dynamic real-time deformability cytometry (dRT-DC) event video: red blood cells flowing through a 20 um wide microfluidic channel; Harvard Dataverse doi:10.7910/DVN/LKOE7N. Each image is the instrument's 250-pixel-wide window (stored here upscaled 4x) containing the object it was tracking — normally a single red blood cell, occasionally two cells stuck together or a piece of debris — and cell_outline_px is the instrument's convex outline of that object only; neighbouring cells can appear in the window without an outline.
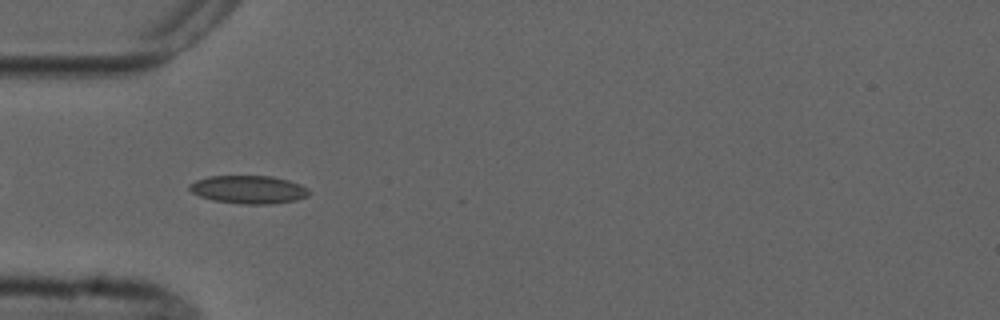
{"species": "common noctule bat (a hibernating species)", "species_latin": "Nyctalus noctula", "temperature_condition": "cold", "stored_images_in_passage": 5, "camera_frame_rate_fps": 3000, "um_per_image_px": 0.085, "animal": {"sex": "male", "forearm_length_mm": 52.5}, "frame": {"image": 1, "passage_image": 4, "time_ms": 3.667, "image_size_px": [1000, 320], "cell_outline_px": [[308, 196], [296, 200], [268, 204], [244, 204], [212, 200], [200, 196], [192, 192], [188, 188], [188, 184], [196, 180], [208, 176], [272, 176], [288, 180], [300, 184], [308, 188]], "centroid_in_image_um": [21.11, 16.1], "position_along_channel_um": 63.9, "area_um2": 19.54}}
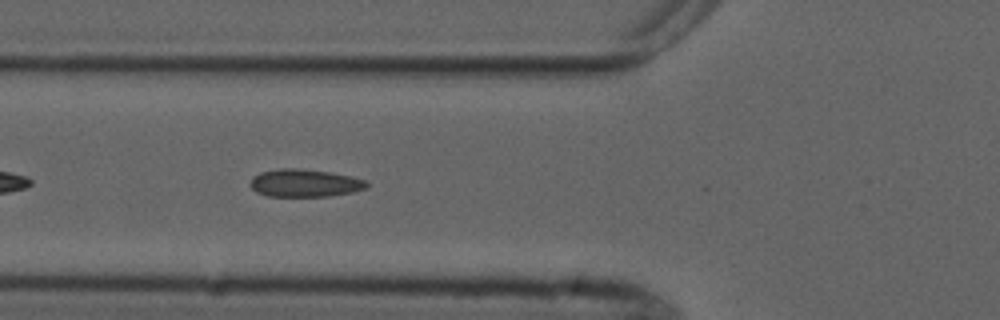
{"frame": {"image": 2, "passage_image": 5, "time_ms": 4.667, "image_size_px": [1000, 320], "cell_outline_px": [[368, 188], [352, 192], [328, 196], [268, 196], [256, 192], [248, 184], [260, 172], [280, 168], [292, 168], [328, 172], [348, 176], [364, 180], [368, 184]], "centroid_in_image_um": [25.88, 15.57], "position_along_channel_um": 99.9, "area_um2": 18.5}}